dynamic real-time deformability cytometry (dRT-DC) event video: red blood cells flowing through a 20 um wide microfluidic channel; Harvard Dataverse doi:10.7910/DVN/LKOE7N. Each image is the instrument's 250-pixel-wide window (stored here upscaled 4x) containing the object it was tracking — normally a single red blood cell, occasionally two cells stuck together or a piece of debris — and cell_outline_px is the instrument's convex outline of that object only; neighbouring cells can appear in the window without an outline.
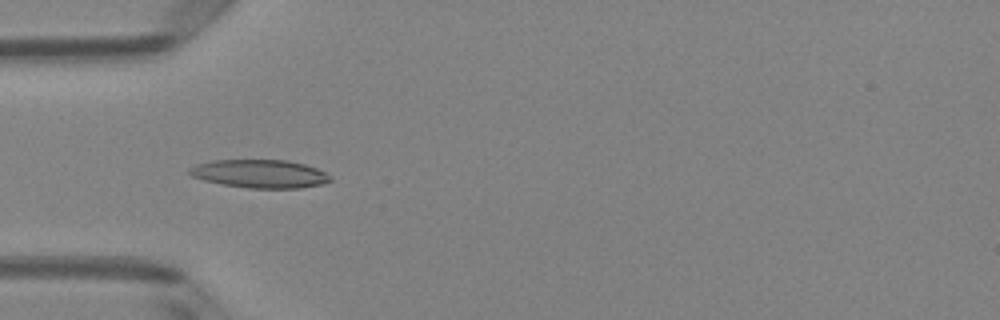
{"species": "Egyptian fruit bat (a non-hibernating species)", "species_latin": "Rousettus aegyptiacus", "temperature_condition": "room temperature", "stored_images_in_passage": 47, "camera_frame_rate_fps": 3000, "um_per_image_px": 0.085, "animal": {"sex": "female"}, "frame": {"image": 1, "passage_image": 13, "time_ms": 4.0, "image_size_px": [1000, 320], "cell_outline_px": [[332, 180], [324, 184], [300, 188], [248, 188], [224, 184], [204, 180], [192, 176], [188, 172], [188, 168], [196, 164], [212, 160], [288, 160], [304, 164], [316, 168], [332, 176]], "centroid_in_image_um": [22.11, 14.77], "position_along_channel_um": 62.9, "area_um2": 23.24}}
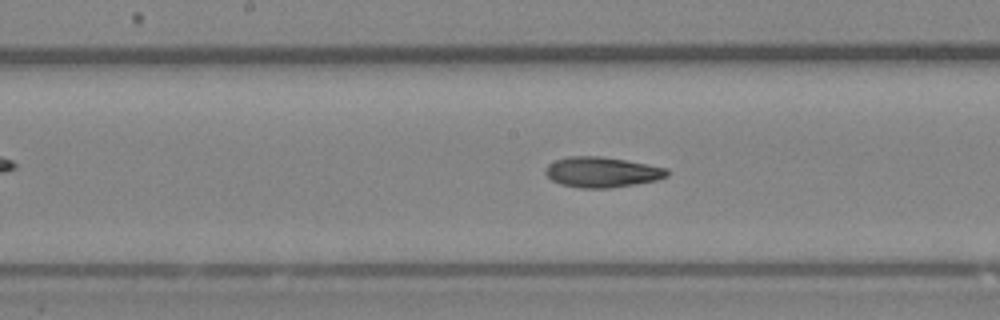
{"frame": {"image": 2, "passage_image": 23, "time_ms": 7.333, "image_size_px": [1000, 320], "cell_outline_px": [[668, 176], [656, 180], [636, 184], [608, 188], [580, 188], [560, 184], [552, 180], [544, 172], [544, 168], [548, 164], [556, 160], [568, 156], [600, 156], [628, 160], [668, 168]], "centroid_in_image_um": [51.16, 14.62], "position_along_channel_um": 197.0, "area_um2": 21.68}}
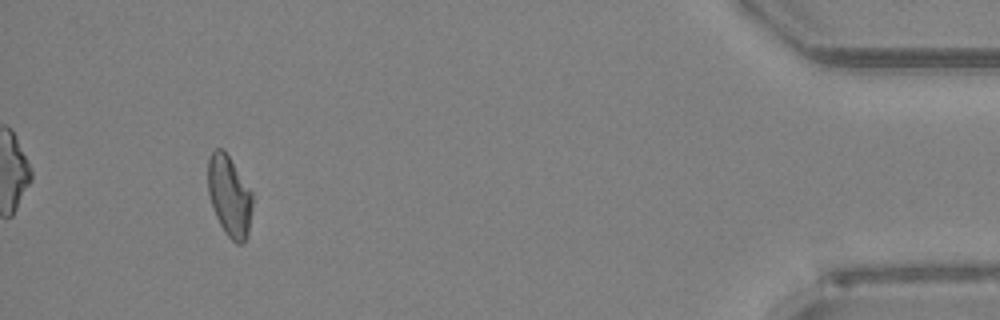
{"frame": {"image": 3, "passage_image": 44, "time_ms": 14.333, "image_size_px": [1000, 320], "cell_outline_px": [[252, 208], [248, 232], [244, 244], [236, 244], [224, 232], [212, 208], [208, 192], [208, 160], [212, 152], [216, 148], [220, 148], [228, 156], [252, 192]], "centroid_in_image_um": [19.49, 16.71], "position_along_channel_um": 415.7, "area_um2": 20.75}, "authors_computed_cell_mechanics": {"area_um2": 21.5016, "velocity_mm_per_s": 4.069, "shape_relaxation_time_tau1_ms": 7.6403, "shape_relaxation_time_tau2_ms": 4.168, "deformation_change_tau1": 0.1781, "deformation_change_tau2": 0.1286}}